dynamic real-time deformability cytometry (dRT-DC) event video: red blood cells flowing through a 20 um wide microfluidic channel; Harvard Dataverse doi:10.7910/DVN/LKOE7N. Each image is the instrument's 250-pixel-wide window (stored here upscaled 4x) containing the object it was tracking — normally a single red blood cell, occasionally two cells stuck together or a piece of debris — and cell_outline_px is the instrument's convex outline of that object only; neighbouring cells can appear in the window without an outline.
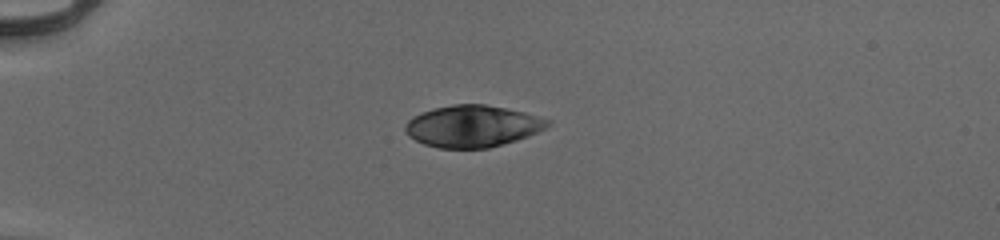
{"species": "human", "species_latin": "Homo sapiens", "temperature_condition": "cold", "stored_images_in_passage": 41, "camera_frame_rate_fps": 3000, "um_per_image_px": 0.085, "donor": {"sex": "male"}, "frame": {"image": 1, "passage_image": 1, "time_ms": 0.0, "image_size_px": [1000, 240], "cell_outline_px": [[552, 124], [528, 136], [516, 140], [488, 148], [440, 148], [424, 144], [408, 136], [404, 128], [404, 124], [412, 116], [432, 108], [452, 104], [484, 104], [524, 112], [552, 120]], "centroid_in_image_um": [40.14, 10.72], "position_along_channel_um": 44.9, "area_um2": 34.68}}
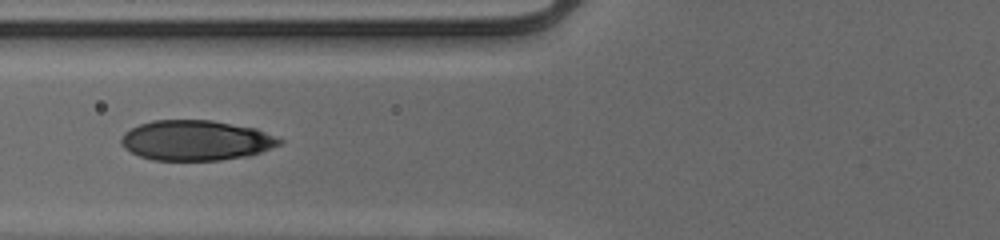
{"frame": {"image": 2, "passage_image": 9, "time_ms": 2.667, "image_size_px": [1000, 240], "cell_outline_px": [[284, 140], [280, 144], [260, 152], [248, 156], [220, 160], [152, 160], [140, 156], [124, 148], [120, 144], [120, 140], [124, 132], [140, 124], [152, 120], [212, 120], [256, 128]], "centroid_in_image_um": [16.64, 11.93], "position_along_channel_um": 109.2, "area_um2": 37.05}}